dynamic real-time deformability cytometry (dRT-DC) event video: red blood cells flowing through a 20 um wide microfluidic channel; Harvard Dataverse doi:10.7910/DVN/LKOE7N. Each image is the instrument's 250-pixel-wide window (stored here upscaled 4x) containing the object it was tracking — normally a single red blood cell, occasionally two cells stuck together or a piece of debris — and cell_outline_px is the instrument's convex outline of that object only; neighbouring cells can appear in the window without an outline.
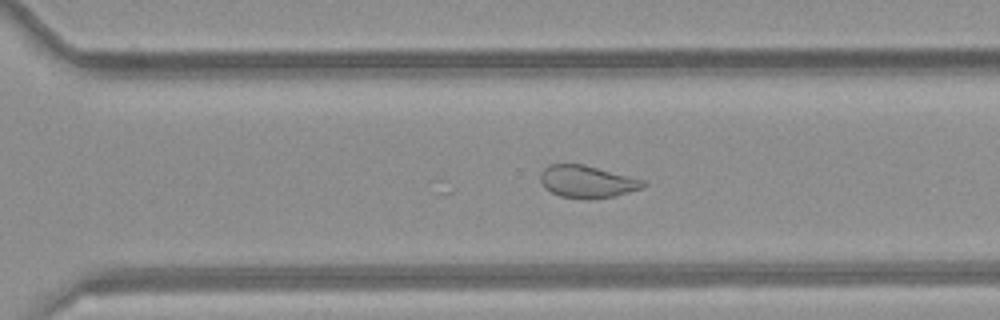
{"species": "common noctule bat (a hibernating species)", "species_latin": "Nyctalus noctula", "temperature_condition": "room temperature", "stored_images_in_passage": 47, "segment_of_instrument_passage": [1, 2], "camera_frame_rate_fps": 3000, "um_per_image_px": 0.085, "animal": {"sex": "female", "body_mass_g": 21.9}, "frame": {"image": 1, "passage_image": 32, "time_ms": 10.333, "image_size_px": [1000, 320], "cell_outline_px": [[648, 184], [640, 188], [616, 196], [560, 196], [544, 188], [540, 180], [540, 172], [548, 164], [584, 164], [644, 180]], "centroid_in_image_um": [49.87, 15.38], "position_along_channel_um": 320.7, "area_um2": 18.67}}